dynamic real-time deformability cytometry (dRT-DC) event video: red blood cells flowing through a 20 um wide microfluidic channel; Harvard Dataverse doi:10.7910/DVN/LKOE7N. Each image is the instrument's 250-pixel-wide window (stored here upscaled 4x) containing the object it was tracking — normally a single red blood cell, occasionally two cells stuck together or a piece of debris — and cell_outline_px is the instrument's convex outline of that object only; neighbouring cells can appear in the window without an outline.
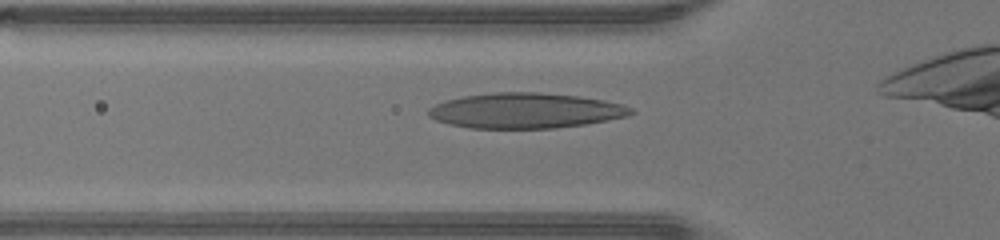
{"species": "human", "species_latin": "Homo sapiens", "temperature_condition": "warm", "stored_images_in_passage": 30, "camera_frame_rate_fps": 3000, "um_per_image_px": 0.085, "donor": {"sex": "male"}, "frame": {"image": 1, "passage_image": 6, "time_ms": 1.667, "image_size_px": [1000, 240], "cell_outline_px": [[636, 112], [628, 116], [608, 120], [584, 124], [556, 128], [468, 128], [448, 124], [436, 120], [428, 116], [428, 108], [444, 100], [464, 96], [496, 92], [540, 92], [580, 96], [604, 100], [624, 104], [632, 108]], "centroid_in_image_um": [44.67, 9.4], "position_along_channel_um": 81.1, "area_um2": 41.91}}
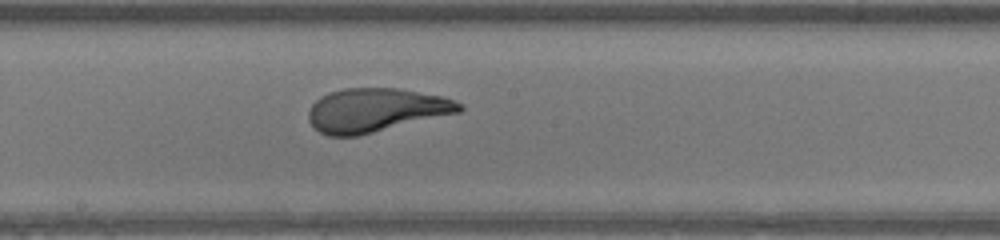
{"frame": {"image": 2, "passage_image": 15, "time_ms": 4.667, "image_size_px": [1000, 240], "cell_outline_px": [[464, 108], [460, 112], [356, 136], [328, 136], [320, 132], [308, 120], [308, 112], [312, 104], [320, 96], [328, 92], [344, 88], [400, 88], [444, 96], [456, 100], [464, 104]], "centroid_in_image_um": [31.96, 9.34], "position_along_channel_um": 216.2, "area_um2": 38.55}}
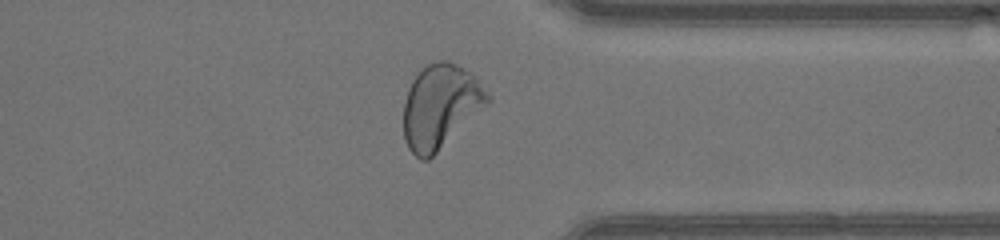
{"frame": {"image": 3, "passage_image": 26, "time_ms": 8.333, "image_size_px": [1000, 240], "cell_outline_px": [[492, 100], [488, 104], [428, 160], [420, 160], [408, 148], [404, 136], [404, 104], [408, 88], [412, 80], [428, 64], [436, 60], [448, 60], [472, 72], [492, 96]], "centroid_in_image_um": [37.46, 9.02], "position_along_channel_um": 373.9, "area_um2": 40.98}, "authors_computed_cell_mechanics": {"area_um2": 38.726, "velocity_mm_per_s": 4.4684, "shape_relaxation_time_tau1_ms": 4.0225, "shape_relaxation_time_tau2_ms": 0.5957, "deformation_change_tau1": 0.2515, "deformation_change_tau2": 0.0737}}